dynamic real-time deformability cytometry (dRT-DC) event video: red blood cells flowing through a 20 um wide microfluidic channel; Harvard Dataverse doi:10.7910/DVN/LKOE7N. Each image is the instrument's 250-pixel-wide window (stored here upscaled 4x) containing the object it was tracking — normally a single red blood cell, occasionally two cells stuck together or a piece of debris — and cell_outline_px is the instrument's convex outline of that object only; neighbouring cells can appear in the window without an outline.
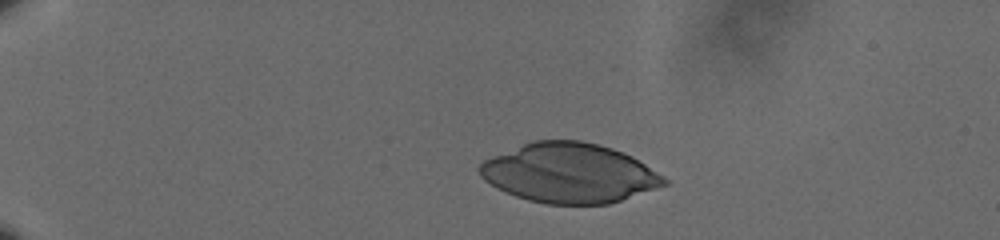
{"species": "human", "species_latin": "Homo sapiens", "temperature_condition": "cold", "stored_images_in_passage": 46, "camera_frame_rate_fps": 3000, "um_per_image_px": 0.085, "donor": {"sex": "male"}, "frame": {"image": 1, "passage_image": 1, "time_ms": 0.0, "image_size_px": [1000, 240], "cell_outline_px": [[668, 184], [608, 204], [544, 204], [528, 200], [516, 196], [496, 188], [484, 180], [480, 176], [480, 164], [484, 160], [532, 140], [580, 140], [612, 148], [632, 156], [664, 176], [668, 180]], "centroid_in_image_um": [48.39, 14.71], "position_along_channel_um": 36.6, "area_um2": 63.75}}